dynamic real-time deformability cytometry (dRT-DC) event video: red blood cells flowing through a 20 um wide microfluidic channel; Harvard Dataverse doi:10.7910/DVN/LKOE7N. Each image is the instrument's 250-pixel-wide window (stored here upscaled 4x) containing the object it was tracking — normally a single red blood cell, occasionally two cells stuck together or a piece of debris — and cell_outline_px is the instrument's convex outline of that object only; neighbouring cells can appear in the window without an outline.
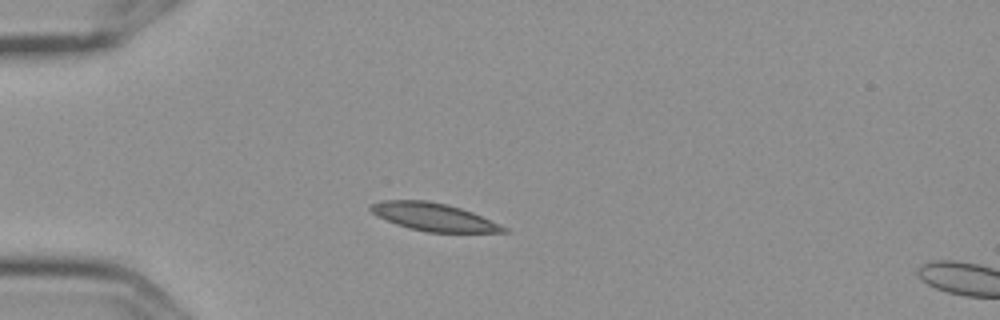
{"species": "Egyptian fruit bat (a non-hibernating species)", "species_latin": "Rousettus aegyptiacus", "temperature_condition": "cold", "stored_images_in_passage": 13, "camera_frame_rate_fps": 3000, "um_per_image_px": 0.085, "frame": {"image": 1, "passage_image": 2, "time_ms": 0.333, "image_size_px": [1000, 320], "cell_outline_px": [[512, 232], [428, 232], [408, 228], [396, 224], [376, 216], [368, 208], [368, 204], [380, 200], [428, 200], [448, 204], [472, 212], [508, 228]], "centroid_in_image_um": [36.81, 18.43], "position_along_channel_um": 48.2, "area_um2": 21.68}}
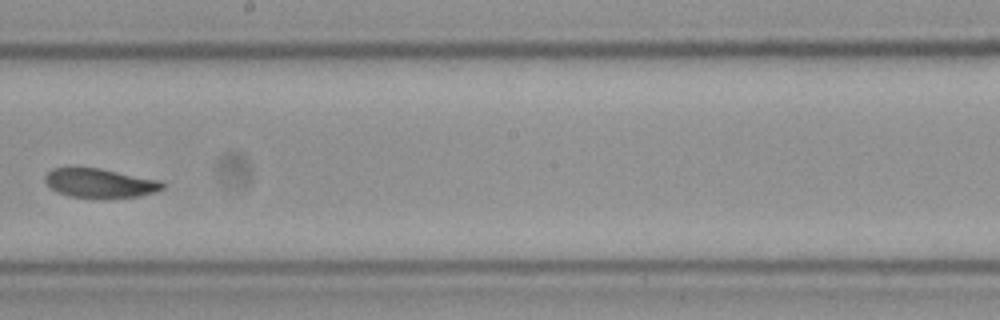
{"frame": {"image": 2, "passage_image": 7, "time_ms": 2.0, "image_size_px": [1000, 320], "cell_outline_px": [[164, 188], [156, 192], [140, 196], [68, 196], [56, 192], [44, 180], [44, 176], [52, 168], [72, 164], [100, 168], [160, 180], [164, 184]], "centroid_in_image_um": [8.42, 15.49], "position_along_channel_um": 239.8, "area_um2": 20.11}}
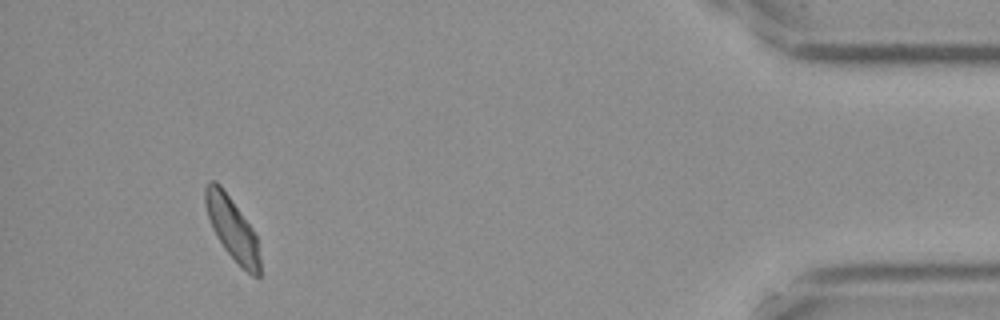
{"frame": {"image": 3, "passage_image": 12, "time_ms": 3.667, "image_size_px": [1000, 320], "cell_outline_px": [[260, 276], [252, 276], [224, 248], [216, 236], [212, 228], [208, 216], [204, 200], [204, 188], [208, 180], [216, 180], [220, 184], [252, 228], [256, 236], [260, 260]], "centroid_in_image_um": [19.71, 19.37], "position_along_channel_um": 415.5, "area_um2": 19.59}}